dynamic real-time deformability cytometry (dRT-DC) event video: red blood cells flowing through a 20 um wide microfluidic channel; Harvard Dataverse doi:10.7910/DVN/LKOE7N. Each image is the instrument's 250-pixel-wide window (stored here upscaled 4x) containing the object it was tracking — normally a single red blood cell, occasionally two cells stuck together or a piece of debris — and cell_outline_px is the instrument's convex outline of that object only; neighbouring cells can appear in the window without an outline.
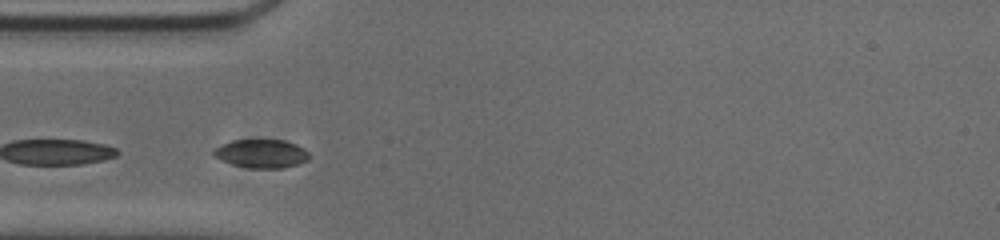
{"species": "common noctule bat (a hibernating species)", "species_latin": "Nyctalus noctula", "temperature_condition": "cold", "stored_images_in_passage": 22, "segment_of_instrument_passage": [2, 2], "camera_frame_rate_fps": 3000, "um_per_image_px": 0.085, "animal": {"sex": "male", "body_mass_g": 20.0, "forearm_length_mm": 53.3}, "frame": {"image": 1, "passage_image": 8, "time_ms": 2.333, "image_size_px": [1000, 240], "cell_outline_px": [[308, 160], [300, 164], [284, 168], [248, 168], [232, 164], [220, 160], [212, 152], [212, 148], [220, 144], [232, 140], [284, 140], [296, 144], [304, 148], [308, 152]], "centroid_in_image_um": [22.2, 13.06], "position_along_channel_um": 62.8, "area_um2": 16.07}}
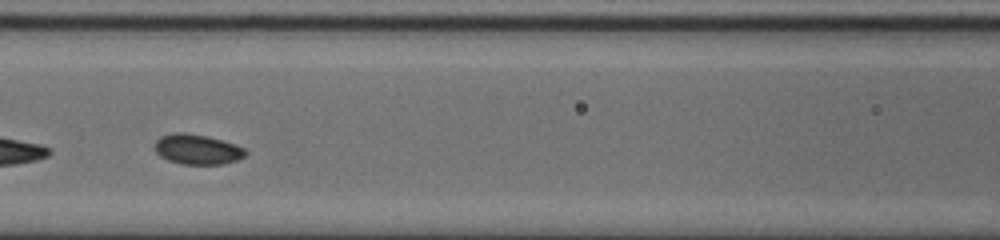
{"frame": {"image": 2, "passage_image": 15, "time_ms": 4.667, "image_size_px": [1000, 240], "cell_outline_px": [[248, 152], [244, 156], [236, 160], [224, 164], [180, 164], [168, 160], [160, 156], [156, 152], [156, 140], [160, 136], [176, 132], [184, 132], [208, 136], [236, 144], [244, 148]], "centroid_in_image_um": [16.78, 12.69], "position_along_channel_um": 149.8, "area_um2": 15.95}}
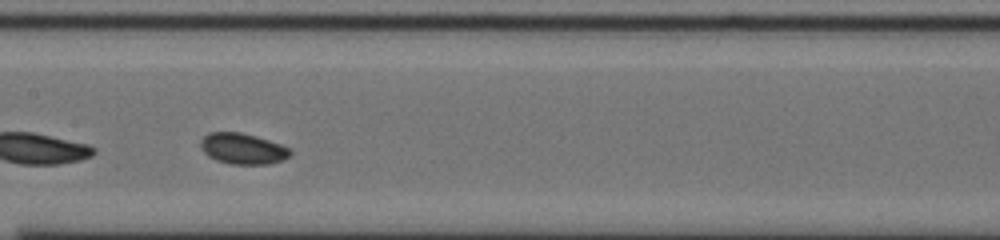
{"frame": {"image": 3, "passage_image": 18, "time_ms": 5.667, "image_size_px": [1000, 240], "cell_outline_px": [[292, 156], [284, 160], [268, 164], [232, 164], [216, 160], [208, 156], [200, 148], [200, 140], [208, 132], [240, 132], [256, 136], [280, 144], [288, 148], [292, 152]], "centroid_in_image_um": [20.63, 12.64], "position_along_channel_um": 186.8, "area_um2": 16.24}}